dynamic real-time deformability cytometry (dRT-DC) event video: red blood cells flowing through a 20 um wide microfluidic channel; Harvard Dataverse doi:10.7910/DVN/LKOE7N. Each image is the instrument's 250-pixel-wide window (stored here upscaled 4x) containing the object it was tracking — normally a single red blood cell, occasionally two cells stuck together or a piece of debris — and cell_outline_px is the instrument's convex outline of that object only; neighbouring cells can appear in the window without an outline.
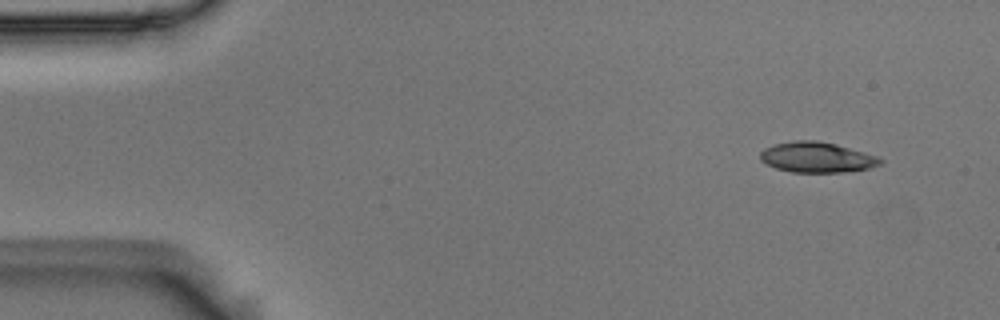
{"species": "Egyptian fruit bat (a non-hibernating species)", "species_latin": "Rousettus aegyptiacus", "temperature_condition": "room temperature", "stored_images_in_passage": 5, "camera_frame_rate_fps": 3000, "um_per_image_px": 0.085, "animal": {"sex": "male"}, "frame": {"image": 1, "passage_image": 1, "time_ms": 0.0, "image_size_px": [1000, 320], "cell_outline_px": [[884, 160], [880, 164], [868, 168], [840, 172], [792, 172], [776, 168], [760, 160], [760, 152], [764, 148], [776, 144], [796, 140], [816, 140], [836, 144], [880, 156]], "centroid_in_image_um": [69.45, 13.36], "position_along_channel_um": 15.5, "area_um2": 21.21}}
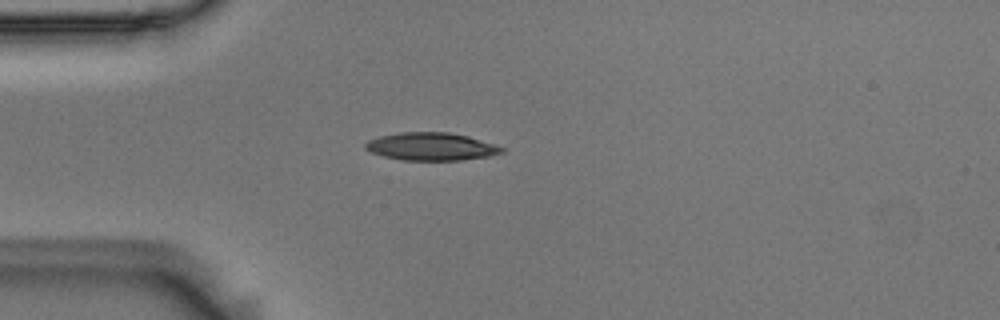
{"frame": {"image": 2, "passage_image": 4, "time_ms": 1.0, "image_size_px": [1000, 320], "cell_outline_px": [[504, 152], [488, 156], [460, 160], [400, 160], [384, 156], [372, 152], [364, 148], [364, 144], [368, 140], [380, 136], [400, 132], [448, 132], [468, 136], [504, 148]], "centroid_in_image_um": [36.61, 12.45], "position_along_channel_um": 48.4, "area_um2": 21.91}}